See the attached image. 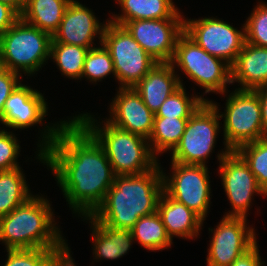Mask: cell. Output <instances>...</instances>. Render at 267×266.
<instances>
[{"label":"cell","mask_w":267,"mask_h":266,"mask_svg":"<svg viewBox=\"0 0 267 266\" xmlns=\"http://www.w3.org/2000/svg\"><path fill=\"white\" fill-rule=\"evenodd\" d=\"M22 75L0 67V123H2L4 105L15 88L21 83Z\"/></svg>","instance_id":"obj_34"},{"label":"cell","mask_w":267,"mask_h":266,"mask_svg":"<svg viewBox=\"0 0 267 266\" xmlns=\"http://www.w3.org/2000/svg\"><path fill=\"white\" fill-rule=\"evenodd\" d=\"M131 232L133 239L149 251L167 249L173 243L157 211L139 218Z\"/></svg>","instance_id":"obj_26"},{"label":"cell","mask_w":267,"mask_h":266,"mask_svg":"<svg viewBox=\"0 0 267 266\" xmlns=\"http://www.w3.org/2000/svg\"><path fill=\"white\" fill-rule=\"evenodd\" d=\"M238 82L241 90L267 86V47L245 42L231 66V83Z\"/></svg>","instance_id":"obj_19"},{"label":"cell","mask_w":267,"mask_h":266,"mask_svg":"<svg viewBox=\"0 0 267 266\" xmlns=\"http://www.w3.org/2000/svg\"><path fill=\"white\" fill-rule=\"evenodd\" d=\"M20 145L14 133L5 129L0 130V171L19 168L17 156H19Z\"/></svg>","instance_id":"obj_33"},{"label":"cell","mask_w":267,"mask_h":266,"mask_svg":"<svg viewBox=\"0 0 267 266\" xmlns=\"http://www.w3.org/2000/svg\"><path fill=\"white\" fill-rule=\"evenodd\" d=\"M172 175L162 172L163 191L175 201L193 210L203 220L210 208V176L207 165L171 161Z\"/></svg>","instance_id":"obj_10"},{"label":"cell","mask_w":267,"mask_h":266,"mask_svg":"<svg viewBox=\"0 0 267 266\" xmlns=\"http://www.w3.org/2000/svg\"><path fill=\"white\" fill-rule=\"evenodd\" d=\"M247 218L225 217L213 230L208 248L207 266H230L256 242L255 230L247 226Z\"/></svg>","instance_id":"obj_13"},{"label":"cell","mask_w":267,"mask_h":266,"mask_svg":"<svg viewBox=\"0 0 267 266\" xmlns=\"http://www.w3.org/2000/svg\"><path fill=\"white\" fill-rule=\"evenodd\" d=\"M176 74L170 62H157L133 87L154 114L170 95L183 86L180 76Z\"/></svg>","instance_id":"obj_18"},{"label":"cell","mask_w":267,"mask_h":266,"mask_svg":"<svg viewBox=\"0 0 267 266\" xmlns=\"http://www.w3.org/2000/svg\"><path fill=\"white\" fill-rule=\"evenodd\" d=\"M261 102L262 128L264 138H267V86L255 89Z\"/></svg>","instance_id":"obj_37"},{"label":"cell","mask_w":267,"mask_h":266,"mask_svg":"<svg viewBox=\"0 0 267 266\" xmlns=\"http://www.w3.org/2000/svg\"><path fill=\"white\" fill-rule=\"evenodd\" d=\"M72 0H27L20 18L53 36Z\"/></svg>","instance_id":"obj_23"},{"label":"cell","mask_w":267,"mask_h":266,"mask_svg":"<svg viewBox=\"0 0 267 266\" xmlns=\"http://www.w3.org/2000/svg\"><path fill=\"white\" fill-rule=\"evenodd\" d=\"M51 42V34L19 18L0 35V67L20 75L35 74L49 60Z\"/></svg>","instance_id":"obj_5"},{"label":"cell","mask_w":267,"mask_h":266,"mask_svg":"<svg viewBox=\"0 0 267 266\" xmlns=\"http://www.w3.org/2000/svg\"><path fill=\"white\" fill-rule=\"evenodd\" d=\"M122 14H114L110 22L124 26L128 21L143 19L184 18L172 0H115Z\"/></svg>","instance_id":"obj_22"},{"label":"cell","mask_w":267,"mask_h":266,"mask_svg":"<svg viewBox=\"0 0 267 266\" xmlns=\"http://www.w3.org/2000/svg\"><path fill=\"white\" fill-rule=\"evenodd\" d=\"M188 119L154 117L153 128L148 142L155 156L175 149L181 140Z\"/></svg>","instance_id":"obj_25"},{"label":"cell","mask_w":267,"mask_h":266,"mask_svg":"<svg viewBox=\"0 0 267 266\" xmlns=\"http://www.w3.org/2000/svg\"><path fill=\"white\" fill-rule=\"evenodd\" d=\"M217 103L204 101L188 119L179 144L171 152V161L206 165L220 132ZM206 163V164H205Z\"/></svg>","instance_id":"obj_8"},{"label":"cell","mask_w":267,"mask_h":266,"mask_svg":"<svg viewBox=\"0 0 267 266\" xmlns=\"http://www.w3.org/2000/svg\"><path fill=\"white\" fill-rule=\"evenodd\" d=\"M92 11L77 0H72L65 9L58 30L52 36V42L91 49L95 46V37L99 35V43H102L106 22L100 23Z\"/></svg>","instance_id":"obj_15"},{"label":"cell","mask_w":267,"mask_h":266,"mask_svg":"<svg viewBox=\"0 0 267 266\" xmlns=\"http://www.w3.org/2000/svg\"><path fill=\"white\" fill-rule=\"evenodd\" d=\"M244 25L247 43L267 47V4L258 2Z\"/></svg>","instance_id":"obj_32"},{"label":"cell","mask_w":267,"mask_h":266,"mask_svg":"<svg viewBox=\"0 0 267 266\" xmlns=\"http://www.w3.org/2000/svg\"><path fill=\"white\" fill-rule=\"evenodd\" d=\"M25 178L21 167L0 171V217L9 214L33 196Z\"/></svg>","instance_id":"obj_24"},{"label":"cell","mask_w":267,"mask_h":266,"mask_svg":"<svg viewBox=\"0 0 267 266\" xmlns=\"http://www.w3.org/2000/svg\"><path fill=\"white\" fill-rule=\"evenodd\" d=\"M70 249H7L3 266H56Z\"/></svg>","instance_id":"obj_28"},{"label":"cell","mask_w":267,"mask_h":266,"mask_svg":"<svg viewBox=\"0 0 267 266\" xmlns=\"http://www.w3.org/2000/svg\"><path fill=\"white\" fill-rule=\"evenodd\" d=\"M42 129L38 159L52 170L73 213L93 214L114 183L104 149L73 117Z\"/></svg>","instance_id":"obj_1"},{"label":"cell","mask_w":267,"mask_h":266,"mask_svg":"<svg viewBox=\"0 0 267 266\" xmlns=\"http://www.w3.org/2000/svg\"><path fill=\"white\" fill-rule=\"evenodd\" d=\"M242 27L240 31L214 17L198 20L184 18V32L208 54L224 60L230 66L246 42L245 25Z\"/></svg>","instance_id":"obj_11"},{"label":"cell","mask_w":267,"mask_h":266,"mask_svg":"<svg viewBox=\"0 0 267 266\" xmlns=\"http://www.w3.org/2000/svg\"><path fill=\"white\" fill-rule=\"evenodd\" d=\"M159 164L145 173L115 175L103 203L92 215L109 227L131 230L139 218L156 212L163 192Z\"/></svg>","instance_id":"obj_2"},{"label":"cell","mask_w":267,"mask_h":266,"mask_svg":"<svg viewBox=\"0 0 267 266\" xmlns=\"http://www.w3.org/2000/svg\"><path fill=\"white\" fill-rule=\"evenodd\" d=\"M157 212L171 240L173 236L194 239L203 226L204 220L198 214L169 197L164 191L159 198Z\"/></svg>","instance_id":"obj_20"},{"label":"cell","mask_w":267,"mask_h":266,"mask_svg":"<svg viewBox=\"0 0 267 266\" xmlns=\"http://www.w3.org/2000/svg\"><path fill=\"white\" fill-rule=\"evenodd\" d=\"M100 46L89 49L84 62L81 78L85 77L92 83L99 82V80L102 81L103 78H106V76L111 73L116 79L114 64L110 53L102 43Z\"/></svg>","instance_id":"obj_31"},{"label":"cell","mask_w":267,"mask_h":266,"mask_svg":"<svg viewBox=\"0 0 267 266\" xmlns=\"http://www.w3.org/2000/svg\"><path fill=\"white\" fill-rule=\"evenodd\" d=\"M47 106L40 91L20 83L5 102L2 124L15 130L41 125Z\"/></svg>","instance_id":"obj_17"},{"label":"cell","mask_w":267,"mask_h":266,"mask_svg":"<svg viewBox=\"0 0 267 266\" xmlns=\"http://www.w3.org/2000/svg\"><path fill=\"white\" fill-rule=\"evenodd\" d=\"M53 215L47 198L33 195L9 214L0 217V241L6 250L70 249Z\"/></svg>","instance_id":"obj_3"},{"label":"cell","mask_w":267,"mask_h":266,"mask_svg":"<svg viewBox=\"0 0 267 266\" xmlns=\"http://www.w3.org/2000/svg\"><path fill=\"white\" fill-rule=\"evenodd\" d=\"M19 18L20 14L15 9L0 2V35L8 30Z\"/></svg>","instance_id":"obj_36"},{"label":"cell","mask_w":267,"mask_h":266,"mask_svg":"<svg viewBox=\"0 0 267 266\" xmlns=\"http://www.w3.org/2000/svg\"><path fill=\"white\" fill-rule=\"evenodd\" d=\"M27 0H0V2L5 3L15 9L19 14L22 13Z\"/></svg>","instance_id":"obj_38"},{"label":"cell","mask_w":267,"mask_h":266,"mask_svg":"<svg viewBox=\"0 0 267 266\" xmlns=\"http://www.w3.org/2000/svg\"><path fill=\"white\" fill-rule=\"evenodd\" d=\"M124 27L157 62H171L184 32V18L133 20Z\"/></svg>","instance_id":"obj_14"},{"label":"cell","mask_w":267,"mask_h":266,"mask_svg":"<svg viewBox=\"0 0 267 266\" xmlns=\"http://www.w3.org/2000/svg\"><path fill=\"white\" fill-rule=\"evenodd\" d=\"M236 152L248 164L257 184L267 196V138L244 144Z\"/></svg>","instance_id":"obj_29"},{"label":"cell","mask_w":267,"mask_h":266,"mask_svg":"<svg viewBox=\"0 0 267 266\" xmlns=\"http://www.w3.org/2000/svg\"><path fill=\"white\" fill-rule=\"evenodd\" d=\"M110 103V117L106 120L125 131L149 138L155 114L143 103L142 97L130 88H118Z\"/></svg>","instance_id":"obj_16"},{"label":"cell","mask_w":267,"mask_h":266,"mask_svg":"<svg viewBox=\"0 0 267 266\" xmlns=\"http://www.w3.org/2000/svg\"><path fill=\"white\" fill-rule=\"evenodd\" d=\"M88 51L82 46L51 42L50 59H53L62 75L79 80Z\"/></svg>","instance_id":"obj_27"},{"label":"cell","mask_w":267,"mask_h":266,"mask_svg":"<svg viewBox=\"0 0 267 266\" xmlns=\"http://www.w3.org/2000/svg\"><path fill=\"white\" fill-rule=\"evenodd\" d=\"M170 63L174 68L180 67L189 80L205 89L204 94L216 92L224 95L227 84H231V66L224 60L208 54L185 32L177 40Z\"/></svg>","instance_id":"obj_6"},{"label":"cell","mask_w":267,"mask_h":266,"mask_svg":"<svg viewBox=\"0 0 267 266\" xmlns=\"http://www.w3.org/2000/svg\"><path fill=\"white\" fill-rule=\"evenodd\" d=\"M204 101L209 100L202 95H191L189 98L184 86H181L163 102L155 117L190 118Z\"/></svg>","instance_id":"obj_30"},{"label":"cell","mask_w":267,"mask_h":266,"mask_svg":"<svg viewBox=\"0 0 267 266\" xmlns=\"http://www.w3.org/2000/svg\"><path fill=\"white\" fill-rule=\"evenodd\" d=\"M102 44L110 53L120 88L134 87L157 63L124 27L106 19Z\"/></svg>","instance_id":"obj_7"},{"label":"cell","mask_w":267,"mask_h":266,"mask_svg":"<svg viewBox=\"0 0 267 266\" xmlns=\"http://www.w3.org/2000/svg\"><path fill=\"white\" fill-rule=\"evenodd\" d=\"M217 154L219 160V174L226 196L232 206V211L225 217H247L254 193L266 197L265 193L257 184L255 175L248 164L236 152L224 148Z\"/></svg>","instance_id":"obj_12"},{"label":"cell","mask_w":267,"mask_h":266,"mask_svg":"<svg viewBox=\"0 0 267 266\" xmlns=\"http://www.w3.org/2000/svg\"><path fill=\"white\" fill-rule=\"evenodd\" d=\"M92 116L83 113L74 118L104 149L115 175L145 173L158 164V157L152 153L148 139L118 128L106 120L101 127L98 124L100 121L97 122Z\"/></svg>","instance_id":"obj_4"},{"label":"cell","mask_w":267,"mask_h":266,"mask_svg":"<svg viewBox=\"0 0 267 266\" xmlns=\"http://www.w3.org/2000/svg\"><path fill=\"white\" fill-rule=\"evenodd\" d=\"M257 242L245 253L240 255L230 266H264Z\"/></svg>","instance_id":"obj_35"},{"label":"cell","mask_w":267,"mask_h":266,"mask_svg":"<svg viewBox=\"0 0 267 266\" xmlns=\"http://www.w3.org/2000/svg\"><path fill=\"white\" fill-rule=\"evenodd\" d=\"M56 266H76L74 260L71 257V253L69 252L65 255Z\"/></svg>","instance_id":"obj_39"},{"label":"cell","mask_w":267,"mask_h":266,"mask_svg":"<svg viewBox=\"0 0 267 266\" xmlns=\"http://www.w3.org/2000/svg\"><path fill=\"white\" fill-rule=\"evenodd\" d=\"M223 135L225 148L236 151L240 146L264 139L261 102L255 90L235 89L226 100Z\"/></svg>","instance_id":"obj_9"},{"label":"cell","mask_w":267,"mask_h":266,"mask_svg":"<svg viewBox=\"0 0 267 266\" xmlns=\"http://www.w3.org/2000/svg\"><path fill=\"white\" fill-rule=\"evenodd\" d=\"M91 220L94 259L114 260L124 256L134 242L130 229L112 228L98 221L92 214L83 220ZM96 257V258H95Z\"/></svg>","instance_id":"obj_21"}]
</instances>
